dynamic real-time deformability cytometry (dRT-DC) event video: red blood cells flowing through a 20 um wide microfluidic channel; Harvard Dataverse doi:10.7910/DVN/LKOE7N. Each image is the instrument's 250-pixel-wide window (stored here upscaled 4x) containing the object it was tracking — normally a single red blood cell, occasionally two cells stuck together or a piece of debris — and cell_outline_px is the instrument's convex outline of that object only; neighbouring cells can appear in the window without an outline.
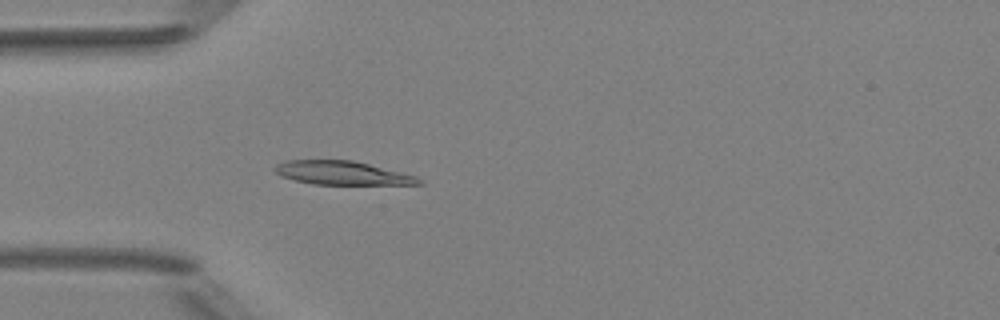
{"species": "Egyptian fruit bat (a non-hibernating species)", "species_latin": "Rousettus aegyptiacus", "temperature_condition": "room temperature", "stored_images_in_passage": 4, "camera_frame_rate_fps": 3000, "um_per_image_px": 0.085, "animal": {"sex": "female"}, "frame": {"image": 1, "passage_image": 4, "time_ms": 3.667, "image_size_px": [1000, 320], "cell_outline_px": [[424, 184], [312, 184], [280, 176], [272, 168], [276, 164], [288, 160], [352, 160], [416, 176]], "centroid_in_image_um": [29.02, 14.7], "position_along_channel_um": 56.0, "area_um2": 19.54}}